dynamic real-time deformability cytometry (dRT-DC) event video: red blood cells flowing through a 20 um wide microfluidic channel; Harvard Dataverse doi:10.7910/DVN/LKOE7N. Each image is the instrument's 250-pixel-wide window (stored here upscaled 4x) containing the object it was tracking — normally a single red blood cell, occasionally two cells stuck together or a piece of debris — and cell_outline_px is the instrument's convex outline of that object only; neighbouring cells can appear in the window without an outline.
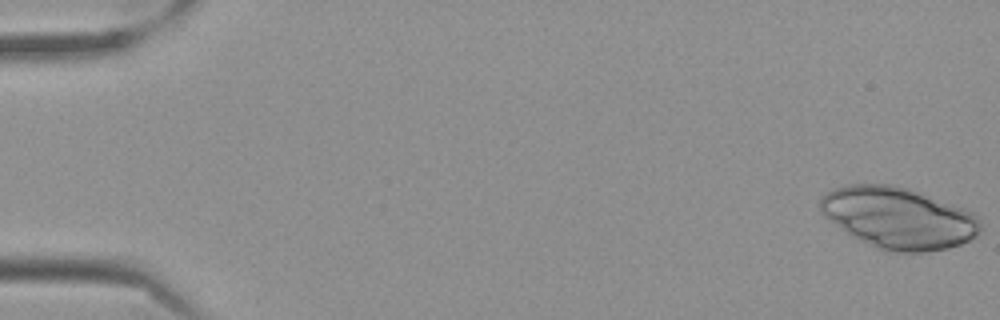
{"species": "Egyptian fruit bat (a non-hibernating species)", "species_latin": "Rousettus aegyptiacus", "temperature_condition": "cold", "stored_images_in_passage": 25, "camera_frame_rate_fps": 3000, "um_per_image_px": 0.085, "frame": {"image": 1, "passage_image": 1, "time_ms": 0.0, "image_size_px": [1000, 320], "cell_outline_px": [[980, 232], [976, 236], [960, 244], [948, 248], [924, 252], [888, 252], [876, 248], [852, 236], [820, 212], [820, 196], [844, 184], [888, 184], [908, 188], [964, 208], [980, 216]], "centroid_in_image_um": [76.38, 18.52], "position_along_channel_um": 8.6, "area_um2": 57.22}}